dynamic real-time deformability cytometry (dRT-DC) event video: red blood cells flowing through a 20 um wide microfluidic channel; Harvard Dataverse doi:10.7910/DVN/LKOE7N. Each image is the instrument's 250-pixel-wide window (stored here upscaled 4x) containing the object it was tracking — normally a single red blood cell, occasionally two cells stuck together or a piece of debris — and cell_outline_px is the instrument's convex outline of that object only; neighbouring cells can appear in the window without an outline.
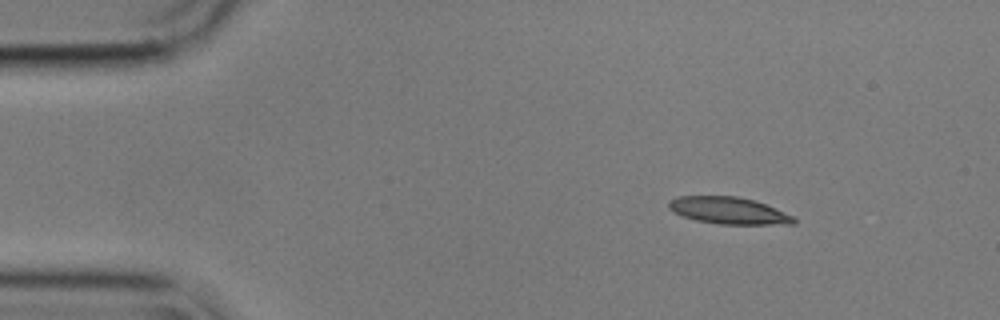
{"species": "common noctule bat (a hibernating species)", "species_latin": "Nyctalus noctula", "temperature_condition": "cold", "stored_images_in_passage": 50, "camera_frame_rate_fps": 3000, "um_per_image_px": 0.085, "animal": {"sex": "male", "body_mass_g": 17.9}, "frame": {"image": 1, "passage_image": 1, "time_ms": 0.0, "image_size_px": [1000, 320], "cell_outline_px": [[796, 224], [720, 224], [696, 220], [680, 216], [672, 212], [668, 208], [668, 200], [676, 196], [736, 196], [752, 200], [764, 204], [792, 216], [796, 220]], "centroid_in_image_um": [61.84, 17.9], "position_along_channel_um": 23.2, "area_um2": 19.54}}
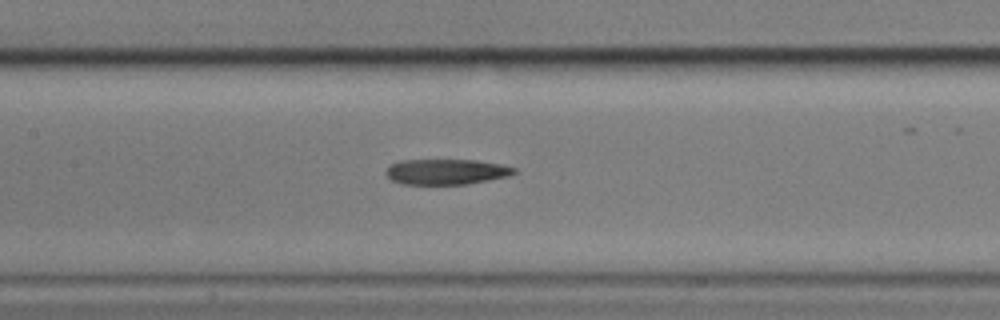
{"frame": {"image": 2, "passage_image": 20, "time_ms": 6.333, "image_size_px": [1000, 320], "cell_outline_px": [[516, 172], [508, 176], [468, 184], [400, 184], [392, 180], [384, 172], [392, 164], [400, 160], [476, 160], [504, 164], [516, 168]], "centroid_in_image_um": [37.95, 14.59], "position_along_channel_um": 169.4, "area_um2": 19.07}}
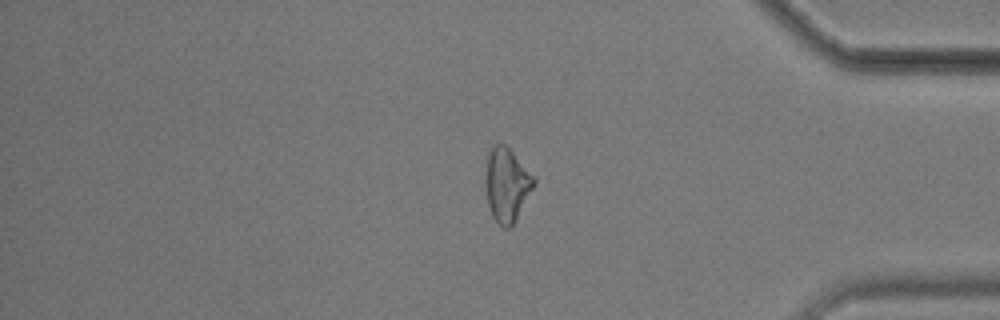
{"frame": {"image": 3, "passage_image": 41, "time_ms": 13.333, "image_size_px": [1000, 320], "cell_outline_px": [[536, 184], [516, 220], [508, 228], [504, 228], [492, 216], [488, 204], [484, 184], [488, 152], [496, 144], [504, 144], [536, 176]], "centroid_in_image_um": [43.09, 15.7], "position_along_channel_um": 392.1, "area_um2": 20.92}}